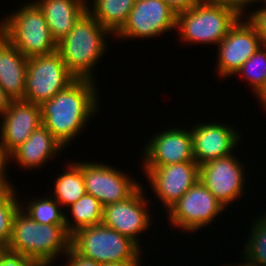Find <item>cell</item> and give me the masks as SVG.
Here are the masks:
<instances>
[{
  "instance_id": "17",
  "label": "cell",
  "mask_w": 266,
  "mask_h": 266,
  "mask_svg": "<svg viewBox=\"0 0 266 266\" xmlns=\"http://www.w3.org/2000/svg\"><path fill=\"white\" fill-rule=\"evenodd\" d=\"M0 117V143L9 154L42 124L41 106L24 100L11 101Z\"/></svg>"
},
{
  "instance_id": "5",
  "label": "cell",
  "mask_w": 266,
  "mask_h": 266,
  "mask_svg": "<svg viewBox=\"0 0 266 266\" xmlns=\"http://www.w3.org/2000/svg\"><path fill=\"white\" fill-rule=\"evenodd\" d=\"M19 7L0 19V34L27 58L55 52L57 42L41 9L33 0Z\"/></svg>"
},
{
  "instance_id": "10",
  "label": "cell",
  "mask_w": 266,
  "mask_h": 266,
  "mask_svg": "<svg viewBox=\"0 0 266 266\" xmlns=\"http://www.w3.org/2000/svg\"><path fill=\"white\" fill-rule=\"evenodd\" d=\"M77 163L82 167L86 192L99 200L103 207L127 200L142 186L138 179H132L128 173L101 161Z\"/></svg>"
},
{
  "instance_id": "26",
  "label": "cell",
  "mask_w": 266,
  "mask_h": 266,
  "mask_svg": "<svg viewBox=\"0 0 266 266\" xmlns=\"http://www.w3.org/2000/svg\"><path fill=\"white\" fill-rule=\"evenodd\" d=\"M258 218V219H257ZM250 232L247 237V242L243 244V249L240 253L251 260L260 262L266 266V213L258 216L250 224Z\"/></svg>"
},
{
  "instance_id": "36",
  "label": "cell",
  "mask_w": 266,
  "mask_h": 266,
  "mask_svg": "<svg viewBox=\"0 0 266 266\" xmlns=\"http://www.w3.org/2000/svg\"><path fill=\"white\" fill-rule=\"evenodd\" d=\"M256 99H258V102L260 103L261 110L263 108V111H266V86Z\"/></svg>"
},
{
  "instance_id": "14",
  "label": "cell",
  "mask_w": 266,
  "mask_h": 266,
  "mask_svg": "<svg viewBox=\"0 0 266 266\" xmlns=\"http://www.w3.org/2000/svg\"><path fill=\"white\" fill-rule=\"evenodd\" d=\"M157 201L168 211L199 179L196 162H180L156 168H143Z\"/></svg>"
},
{
  "instance_id": "11",
  "label": "cell",
  "mask_w": 266,
  "mask_h": 266,
  "mask_svg": "<svg viewBox=\"0 0 266 266\" xmlns=\"http://www.w3.org/2000/svg\"><path fill=\"white\" fill-rule=\"evenodd\" d=\"M177 13L163 0H135L126 24L114 36L117 39L158 38L176 30Z\"/></svg>"
},
{
  "instance_id": "3",
  "label": "cell",
  "mask_w": 266,
  "mask_h": 266,
  "mask_svg": "<svg viewBox=\"0 0 266 266\" xmlns=\"http://www.w3.org/2000/svg\"><path fill=\"white\" fill-rule=\"evenodd\" d=\"M70 247L71 234L66 225L40 224L21 208L15 213L7 251L45 264H55L54 261L59 256L63 258Z\"/></svg>"
},
{
  "instance_id": "20",
  "label": "cell",
  "mask_w": 266,
  "mask_h": 266,
  "mask_svg": "<svg viewBox=\"0 0 266 266\" xmlns=\"http://www.w3.org/2000/svg\"><path fill=\"white\" fill-rule=\"evenodd\" d=\"M41 9L49 32L58 43L87 11L86 0H33Z\"/></svg>"
},
{
  "instance_id": "7",
  "label": "cell",
  "mask_w": 266,
  "mask_h": 266,
  "mask_svg": "<svg viewBox=\"0 0 266 266\" xmlns=\"http://www.w3.org/2000/svg\"><path fill=\"white\" fill-rule=\"evenodd\" d=\"M76 79L57 50L50 54L30 57L25 76L24 101L41 106Z\"/></svg>"
},
{
  "instance_id": "2",
  "label": "cell",
  "mask_w": 266,
  "mask_h": 266,
  "mask_svg": "<svg viewBox=\"0 0 266 266\" xmlns=\"http://www.w3.org/2000/svg\"><path fill=\"white\" fill-rule=\"evenodd\" d=\"M111 35L114 37L86 11L69 34L57 43V51L77 79L97 81L94 77L95 66L106 55Z\"/></svg>"
},
{
  "instance_id": "37",
  "label": "cell",
  "mask_w": 266,
  "mask_h": 266,
  "mask_svg": "<svg viewBox=\"0 0 266 266\" xmlns=\"http://www.w3.org/2000/svg\"><path fill=\"white\" fill-rule=\"evenodd\" d=\"M141 262H116V263H109L104 264L102 266H140Z\"/></svg>"
},
{
  "instance_id": "16",
  "label": "cell",
  "mask_w": 266,
  "mask_h": 266,
  "mask_svg": "<svg viewBox=\"0 0 266 266\" xmlns=\"http://www.w3.org/2000/svg\"><path fill=\"white\" fill-rule=\"evenodd\" d=\"M224 123L209 121L191 125L193 156L199 166L229 156L237 149L242 139L241 132L235 126Z\"/></svg>"
},
{
  "instance_id": "32",
  "label": "cell",
  "mask_w": 266,
  "mask_h": 266,
  "mask_svg": "<svg viewBox=\"0 0 266 266\" xmlns=\"http://www.w3.org/2000/svg\"><path fill=\"white\" fill-rule=\"evenodd\" d=\"M177 14L195 7L201 0H163Z\"/></svg>"
},
{
  "instance_id": "29",
  "label": "cell",
  "mask_w": 266,
  "mask_h": 266,
  "mask_svg": "<svg viewBox=\"0 0 266 266\" xmlns=\"http://www.w3.org/2000/svg\"><path fill=\"white\" fill-rule=\"evenodd\" d=\"M40 260L28 259L27 257L5 250L0 256V266H44Z\"/></svg>"
},
{
  "instance_id": "4",
  "label": "cell",
  "mask_w": 266,
  "mask_h": 266,
  "mask_svg": "<svg viewBox=\"0 0 266 266\" xmlns=\"http://www.w3.org/2000/svg\"><path fill=\"white\" fill-rule=\"evenodd\" d=\"M242 14L220 0H201L195 7L177 14L176 32L180 42L218 45Z\"/></svg>"
},
{
  "instance_id": "24",
  "label": "cell",
  "mask_w": 266,
  "mask_h": 266,
  "mask_svg": "<svg viewBox=\"0 0 266 266\" xmlns=\"http://www.w3.org/2000/svg\"><path fill=\"white\" fill-rule=\"evenodd\" d=\"M20 208L33 220L40 224L66 225L65 211L62 206L50 195L47 197H31L29 202L20 203ZM26 205V206H25Z\"/></svg>"
},
{
  "instance_id": "12",
  "label": "cell",
  "mask_w": 266,
  "mask_h": 266,
  "mask_svg": "<svg viewBox=\"0 0 266 266\" xmlns=\"http://www.w3.org/2000/svg\"><path fill=\"white\" fill-rule=\"evenodd\" d=\"M143 185L127 200L104 206L102 217V224L131 239L140 248L139 235L152 226L154 219L149 210L151 198L146 196Z\"/></svg>"
},
{
  "instance_id": "22",
  "label": "cell",
  "mask_w": 266,
  "mask_h": 266,
  "mask_svg": "<svg viewBox=\"0 0 266 266\" xmlns=\"http://www.w3.org/2000/svg\"><path fill=\"white\" fill-rule=\"evenodd\" d=\"M63 173L55 177L52 197L62 206L69 207L87 192L82 175V167L75 161L67 162L64 165Z\"/></svg>"
},
{
  "instance_id": "15",
  "label": "cell",
  "mask_w": 266,
  "mask_h": 266,
  "mask_svg": "<svg viewBox=\"0 0 266 266\" xmlns=\"http://www.w3.org/2000/svg\"><path fill=\"white\" fill-rule=\"evenodd\" d=\"M166 129V130H165ZM149 137L142 148V167L156 168L180 162H196L193 156L191 129L165 128Z\"/></svg>"
},
{
  "instance_id": "25",
  "label": "cell",
  "mask_w": 266,
  "mask_h": 266,
  "mask_svg": "<svg viewBox=\"0 0 266 266\" xmlns=\"http://www.w3.org/2000/svg\"><path fill=\"white\" fill-rule=\"evenodd\" d=\"M247 81L257 97L266 86V44H263L236 72Z\"/></svg>"
},
{
  "instance_id": "38",
  "label": "cell",
  "mask_w": 266,
  "mask_h": 266,
  "mask_svg": "<svg viewBox=\"0 0 266 266\" xmlns=\"http://www.w3.org/2000/svg\"><path fill=\"white\" fill-rule=\"evenodd\" d=\"M6 250L5 247L0 245V256L3 254V252Z\"/></svg>"
},
{
  "instance_id": "6",
  "label": "cell",
  "mask_w": 266,
  "mask_h": 266,
  "mask_svg": "<svg viewBox=\"0 0 266 266\" xmlns=\"http://www.w3.org/2000/svg\"><path fill=\"white\" fill-rule=\"evenodd\" d=\"M71 247L101 265L116 262H141L144 250L131 239L104 224L78 229L71 235Z\"/></svg>"
},
{
  "instance_id": "23",
  "label": "cell",
  "mask_w": 266,
  "mask_h": 266,
  "mask_svg": "<svg viewBox=\"0 0 266 266\" xmlns=\"http://www.w3.org/2000/svg\"><path fill=\"white\" fill-rule=\"evenodd\" d=\"M67 209L73 219L69 220L71 218L66 211V230L71 235L80 228L102 224L103 205L91 194L86 193Z\"/></svg>"
},
{
  "instance_id": "18",
  "label": "cell",
  "mask_w": 266,
  "mask_h": 266,
  "mask_svg": "<svg viewBox=\"0 0 266 266\" xmlns=\"http://www.w3.org/2000/svg\"><path fill=\"white\" fill-rule=\"evenodd\" d=\"M65 147L41 124L29 138L10 154V161L17 162L25 170H39L49 160H54ZM47 162V163H46Z\"/></svg>"
},
{
  "instance_id": "8",
  "label": "cell",
  "mask_w": 266,
  "mask_h": 266,
  "mask_svg": "<svg viewBox=\"0 0 266 266\" xmlns=\"http://www.w3.org/2000/svg\"><path fill=\"white\" fill-rule=\"evenodd\" d=\"M226 208L212 195L200 179L167 211L171 227L180 232L202 230Z\"/></svg>"
},
{
  "instance_id": "28",
  "label": "cell",
  "mask_w": 266,
  "mask_h": 266,
  "mask_svg": "<svg viewBox=\"0 0 266 266\" xmlns=\"http://www.w3.org/2000/svg\"><path fill=\"white\" fill-rule=\"evenodd\" d=\"M262 5L258 9L251 8L249 10L250 12H246L244 16H246L247 20L255 27L263 43L266 44V6L263 3ZM252 9L253 11H251Z\"/></svg>"
},
{
  "instance_id": "31",
  "label": "cell",
  "mask_w": 266,
  "mask_h": 266,
  "mask_svg": "<svg viewBox=\"0 0 266 266\" xmlns=\"http://www.w3.org/2000/svg\"><path fill=\"white\" fill-rule=\"evenodd\" d=\"M64 257L67 259L66 264H63V266H102L93 259L86 258L77 253L72 247H70L69 251L64 255Z\"/></svg>"
},
{
  "instance_id": "34",
  "label": "cell",
  "mask_w": 266,
  "mask_h": 266,
  "mask_svg": "<svg viewBox=\"0 0 266 266\" xmlns=\"http://www.w3.org/2000/svg\"><path fill=\"white\" fill-rule=\"evenodd\" d=\"M12 100L0 86V116L7 111Z\"/></svg>"
},
{
  "instance_id": "33",
  "label": "cell",
  "mask_w": 266,
  "mask_h": 266,
  "mask_svg": "<svg viewBox=\"0 0 266 266\" xmlns=\"http://www.w3.org/2000/svg\"><path fill=\"white\" fill-rule=\"evenodd\" d=\"M220 1L226 2L228 5L236 8L242 15H244L249 10L248 8H251L250 5H254L253 3L256 4L255 6H257V3L261 5V3H263L265 0H220Z\"/></svg>"
},
{
  "instance_id": "1",
  "label": "cell",
  "mask_w": 266,
  "mask_h": 266,
  "mask_svg": "<svg viewBox=\"0 0 266 266\" xmlns=\"http://www.w3.org/2000/svg\"><path fill=\"white\" fill-rule=\"evenodd\" d=\"M97 87L92 79H76L41 105L42 124L65 148L100 112Z\"/></svg>"
},
{
  "instance_id": "19",
  "label": "cell",
  "mask_w": 266,
  "mask_h": 266,
  "mask_svg": "<svg viewBox=\"0 0 266 266\" xmlns=\"http://www.w3.org/2000/svg\"><path fill=\"white\" fill-rule=\"evenodd\" d=\"M28 58L0 34V86L12 101L24 100Z\"/></svg>"
},
{
  "instance_id": "35",
  "label": "cell",
  "mask_w": 266,
  "mask_h": 266,
  "mask_svg": "<svg viewBox=\"0 0 266 266\" xmlns=\"http://www.w3.org/2000/svg\"><path fill=\"white\" fill-rule=\"evenodd\" d=\"M243 256V257H242ZM241 257H242V259L245 261H242V263L240 262L239 264L237 263V264H232L231 263V265H230V263L229 264H227V266H265L264 264H262V263H260V262H257V261H255V260H251V259H249V258H247L246 256H244V255H242L241 254ZM224 266H226V264H224Z\"/></svg>"
},
{
  "instance_id": "21",
  "label": "cell",
  "mask_w": 266,
  "mask_h": 266,
  "mask_svg": "<svg viewBox=\"0 0 266 266\" xmlns=\"http://www.w3.org/2000/svg\"><path fill=\"white\" fill-rule=\"evenodd\" d=\"M91 1L87 0V12L114 36L126 24L129 13L135 4V0Z\"/></svg>"
},
{
  "instance_id": "9",
  "label": "cell",
  "mask_w": 266,
  "mask_h": 266,
  "mask_svg": "<svg viewBox=\"0 0 266 266\" xmlns=\"http://www.w3.org/2000/svg\"><path fill=\"white\" fill-rule=\"evenodd\" d=\"M238 159L232 153L200 165V181L225 208L240 200L247 189L246 167Z\"/></svg>"
},
{
  "instance_id": "27",
  "label": "cell",
  "mask_w": 266,
  "mask_h": 266,
  "mask_svg": "<svg viewBox=\"0 0 266 266\" xmlns=\"http://www.w3.org/2000/svg\"><path fill=\"white\" fill-rule=\"evenodd\" d=\"M16 191H18L16 188L0 191V245L5 248L11 237L15 213L21 206Z\"/></svg>"
},
{
  "instance_id": "30",
  "label": "cell",
  "mask_w": 266,
  "mask_h": 266,
  "mask_svg": "<svg viewBox=\"0 0 266 266\" xmlns=\"http://www.w3.org/2000/svg\"><path fill=\"white\" fill-rule=\"evenodd\" d=\"M10 163V154L0 143V191L15 188L12 181L8 180L7 168ZM7 174V175H6ZM8 176V177H7Z\"/></svg>"
},
{
  "instance_id": "13",
  "label": "cell",
  "mask_w": 266,
  "mask_h": 266,
  "mask_svg": "<svg viewBox=\"0 0 266 266\" xmlns=\"http://www.w3.org/2000/svg\"><path fill=\"white\" fill-rule=\"evenodd\" d=\"M263 44L255 27L242 15L217 45L214 73L217 72L216 74L224 79L234 76Z\"/></svg>"
}]
</instances>
